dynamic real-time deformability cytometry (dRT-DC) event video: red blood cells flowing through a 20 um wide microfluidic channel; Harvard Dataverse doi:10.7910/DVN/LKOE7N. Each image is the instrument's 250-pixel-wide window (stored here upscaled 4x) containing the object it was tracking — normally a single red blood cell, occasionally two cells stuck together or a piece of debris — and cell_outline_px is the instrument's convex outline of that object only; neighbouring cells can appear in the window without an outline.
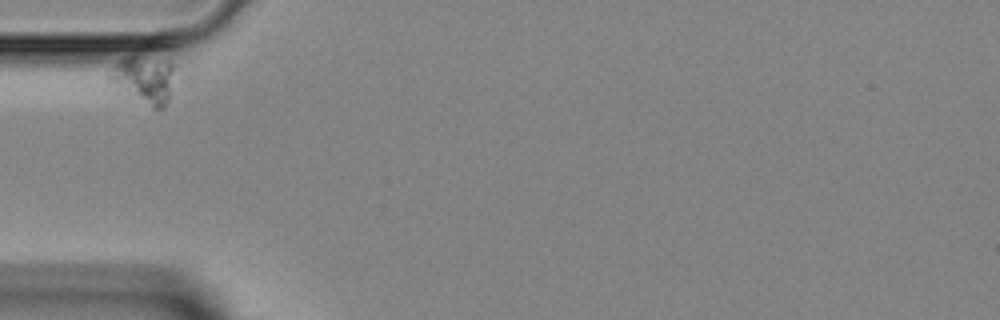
{"species": "Egyptian fruit bat (a non-hibernating species)", "species_latin": "Rousettus aegyptiacus", "temperature_condition": "room temperature", "stored_images_in_passage": 2, "camera_frame_rate_fps": 3000, "um_per_image_px": 0.085, "animal": {"sex": "female"}, "frame": {"image": 1, "passage_image": 1, "time_ms": 0.0, "image_size_px": [1000, 320], "cell_outline_px": [[172, 68], [168, 100], [164, 108], [152, 108], [108, 80], [104, 76], [124, 56], [136, 56], [172, 64]], "centroid_in_image_um": [12.17, 6.76], "position_along_channel_um": 72.8, "area_um2": 16.94}}